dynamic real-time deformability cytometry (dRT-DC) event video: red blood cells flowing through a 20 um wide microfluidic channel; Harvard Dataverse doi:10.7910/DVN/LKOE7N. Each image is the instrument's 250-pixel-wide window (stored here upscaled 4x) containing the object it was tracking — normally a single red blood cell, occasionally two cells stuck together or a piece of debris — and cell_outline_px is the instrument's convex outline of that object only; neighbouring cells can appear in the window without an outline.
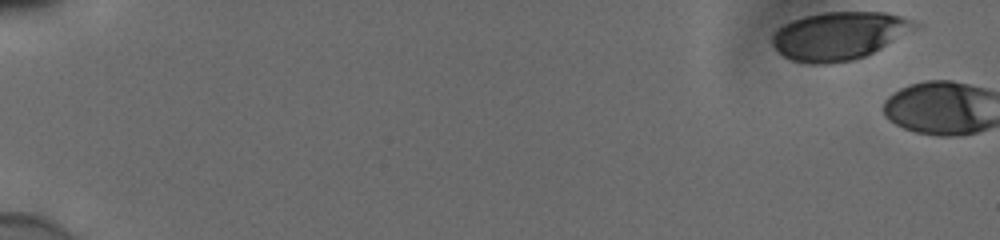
{"species": "human", "species_latin": "Homo sapiens", "temperature_condition": "cold", "stored_images_in_passage": 4, "camera_frame_rate_fps": 3000, "um_per_image_px": 0.085, "donor": {"sex": "male"}, "frame": {"image": 1, "passage_image": 1, "time_ms": 0.0, "image_size_px": [1000, 240], "cell_outline_px": [[920, 28], [864, 56], [852, 60], [828, 64], [808, 64], [792, 60], [784, 56], [772, 44], [772, 36], [784, 24], [792, 20], [804, 16], [824, 12], [884, 12], [900, 16], [912, 20], [920, 24]], "centroid_in_image_um": [71.35, 3.04], "position_along_channel_um": 13.6, "area_um2": 39.77}}